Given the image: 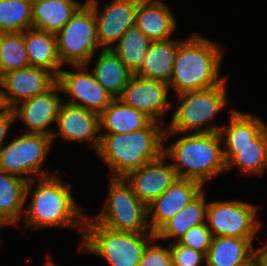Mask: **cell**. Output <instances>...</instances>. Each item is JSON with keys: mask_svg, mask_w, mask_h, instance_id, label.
I'll return each mask as SVG.
<instances>
[{"mask_svg": "<svg viewBox=\"0 0 267 266\" xmlns=\"http://www.w3.org/2000/svg\"><path fill=\"white\" fill-rule=\"evenodd\" d=\"M59 170L50 176L30 180L26 186L25 202L31 195L28 208H24V225L32 229L50 227L80 228L81 240L86 216L75 202L71 185L59 177ZM35 182H37L35 184ZM36 189H35V187ZM33 188V190H32Z\"/></svg>", "mask_w": 267, "mask_h": 266, "instance_id": "1", "label": "cell"}, {"mask_svg": "<svg viewBox=\"0 0 267 266\" xmlns=\"http://www.w3.org/2000/svg\"><path fill=\"white\" fill-rule=\"evenodd\" d=\"M151 120L145 127L130 133H100L96 151L110 168L111 178H124L163 154L165 128Z\"/></svg>", "mask_w": 267, "mask_h": 266, "instance_id": "2", "label": "cell"}, {"mask_svg": "<svg viewBox=\"0 0 267 266\" xmlns=\"http://www.w3.org/2000/svg\"><path fill=\"white\" fill-rule=\"evenodd\" d=\"M223 49L220 43L192 34L179 40L169 88L176 95L208 89L223 83L228 77H220Z\"/></svg>", "mask_w": 267, "mask_h": 266, "instance_id": "3", "label": "cell"}, {"mask_svg": "<svg viewBox=\"0 0 267 266\" xmlns=\"http://www.w3.org/2000/svg\"><path fill=\"white\" fill-rule=\"evenodd\" d=\"M222 143L220 132L182 133L173 144L164 146L163 154L173 160L178 178L196 180L205 186V182L227 171Z\"/></svg>", "mask_w": 267, "mask_h": 266, "instance_id": "4", "label": "cell"}, {"mask_svg": "<svg viewBox=\"0 0 267 266\" xmlns=\"http://www.w3.org/2000/svg\"><path fill=\"white\" fill-rule=\"evenodd\" d=\"M154 233L111 230L86 216L79 250L100 256L110 266H138Z\"/></svg>", "mask_w": 267, "mask_h": 266, "instance_id": "5", "label": "cell"}, {"mask_svg": "<svg viewBox=\"0 0 267 266\" xmlns=\"http://www.w3.org/2000/svg\"><path fill=\"white\" fill-rule=\"evenodd\" d=\"M227 81L228 78L223 83L208 89L176 95L181 101L176 106L170 124L166 127L164 142L170 136L192 133V131L193 133L220 132L221 127L217 124H209V121L229 103L226 91Z\"/></svg>", "mask_w": 267, "mask_h": 266, "instance_id": "6", "label": "cell"}, {"mask_svg": "<svg viewBox=\"0 0 267 266\" xmlns=\"http://www.w3.org/2000/svg\"><path fill=\"white\" fill-rule=\"evenodd\" d=\"M105 206L95 216L96 223L111 230L153 233L148 222V206L133 192L124 178H109Z\"/></svg>", "mask_w": 267, "mask_h": 266, "instance_id": "7", "label": "cell"}, {"mask_svg": "<svg viewBox=\"0 0 267 266\" xmlns=\"http://www.w3.org/2000/svg\"><path fill=\"white\" fill-rule=\"evenodd\" d=\"M62 65H88L100 45L96 18L87 5L78 9L63 28L55 34Z\"/></svg>", "mask_w": 267, "mask_h": 266, "instance_id": "8", "label": "cell"}, {"mask_svg": "<svg viewBox=\"0 0 267 266\" xmlns=\"http://www.w3.org/2000/svg\"><path fill=\"white\" fill-rule=\"evenodd\" d=\"M53 140L44 134L24 133L0 148V169L30 180L50 176L41 170Z\"/></svg>", "mask_w": 267, "mask_h": 266, "instance_id": "9", "label": "cell"}, {"mask_svg": "<svg viewBox=\"0 0 267 266\" xmlns=\"http://www.w3.org/2000/svg\"><path fill=\"white\" fill-rule=\"evenodd\" d=\"M257 208L253 203L241 200L210 201L206 216L208 229L213 237L255 238L262 225L256 218Z\"/></svg>", "mask_w": 267, "mask_h": 266, "instance_id": "10", "label": "cell"}, {"mask_svg": "<svg viewBox=\"0 0 267 266\" xmlns=\"http://www.w3.org/2000/svg\"><path fill=\"white\" fill-rule=\"evenodd\" d=\"M87 65H72L74 71L61 69L57 82L62 92L71 97L66 103L101 113L115 98L97 81Z\"/></svg>", "mask_w": 267, "mask_h": 266, "instance_id": "11", "label": "cell"}, {"mask_svg": "<svg viewBox=\"0 0 267 266\" xmlns=\"http://www.w3.org/2000/svg\"><path fill=\"white\" fill-rule=\"evenodd\" d=\"M169 84L132 74L120 99L125 105L143 112L151 120L162 123L165 111L172 105Z\"/></svg>", "mask_w": 267, "mask_h": 266, "instance_id": "12", "label": "cell"}, {"mask_svg": "<svg viewBox=\"0 0 267 266\" xmlns=\"http://www.w3.org/2000/svg\"><path fill=\"white\" fill-rule=\"evenodd\" d=\"M57 77L41 67L27 66L10 71L0 77L4 106L13 108L18 103L48 91Z\"/></svg>", "mask_w": 267, "mask_h": 266, "instance_id": "13", "label": "cell"}, {"mask_svg": "<svg viewBox=\"0 0 267 266\" xmlns=\"http://www.w3.org/2000/svg\"><path fill=\"white\" fill-rule=\"evenodd\" d=\"M140 0H112L99 9L98 0H89L93 9L98 38L102 49H112L123 34L135 26L137 8Z\"/></svg>", "mask_w": 267, "mask_h": 266, "instance_id": "14", "label": "cell"}, {"mask_svg": "<svg viewBox=\"0 0 267 266\" xmlns=\"http://www.w3.org/2000/svg\"><path fill=\"white\" fill-rule=\"evenodd\" d=\"M58 92H62V89L56 82L45 93L24 100L13 107L15 119L22 120L28 128L25 133L52 135L55 130L48 127L56 123L63 103Z\"/></svg>", "mask_w": 267, "mask_h": 266, "instance_id": "15", "label": "cell"}, {"mask_svg": "<svg viewBox=\"0 0 267 266\" xmlns=\"http://www.w3.org/2000/svg\"><path fill=\"white\" fill-rule=\"evenodd\" d=\"M56 124L58 130L51 135L53 142L56 136L67 141H87L91 142V146L95 152L97 151L101 136L99 113L64 101L56 118Z\"/></svg>", "mask_w": 267, "mask_h": 266, "instance_id": "16", "label": "cell"}, {"mask_svg": "<svg viewBox=\"0 0 267 266\" xmlns=\"http://www.w3.org/2000/svg\"><path fill=\"white\" fill-rule=\"evenodd\" d=\"M192 179L177 178L159 197L148 205V222L155 234L168 220L190 203L204 188Z\"/></svg>", "mask_w": 267, "mask_h": 266, "instance_id": "17", "label": "cell"}, {"mask_svg": "<svg viewBox=\"0 0 267 266\" xmlns=\"http://www.w3.org/2000/svg\"><path fill=\"white\" fill-rule=\"evenodd\" d=\"M162 154L156 160L146 163L142 168L129 172L125 181L137 197L147 206L164 193L178 178L171 163H166Z\"/></svg>", "mask_w": 267, "mask_h": 266, "instance_id": "18", "label": "cell"}, {"mask_svg": "<svg viewBox=\"0 0 267 266\" xmlns=\"http://www.w3.org/2000/svg\"><path fill=\"white\" fill-rule=\"evenodd\" d=\"M135 25L152 41H158L172 38L177 21L162 0H140Z\"/></svg>", "mask_w": 267, "mask_h": 266, "instance_id": "19", "label": "cell"}, {"mask_svg": "<svg viewBox=\"0 0 267 266\" xmlns=\"http://www.w3.org/2000/svg\"><path fill=\"white\" fill-rule=\"evenodd\" d=\"M255 238L216 236L212 238L206 256V266H253Z\"/></svg>", "mask_w": 267, "mask_h": 266, "instance_id": "20", "label": "cell"}, {"mask_svg": "<svg viewBox=\"0 0 267 266\" xmlns=\"http://www.w3.org/2000/svg\"><path fill=\"white\" fill-rule=\"evenodd\" d=\"M223 156L227 171L234 165L244 175H262L267 169V128L245 147H224Z\"/></svg>", "mask_w": 267, "mask_h": 266, "instance_id": "21", "label": "cell"}, {"mask_svg": "<svg viewBox=\"0 0 267 266\" xmlns=\"http://www.w3.org/2000/svg\"><path fill=\"white\" fill-rule=\"evenodd\" d=\"M179 39H166L152 41L140 69L136 75L159 80L169 84L176 54L178 51Z\"/></svg>", "mask_w": 267, "mask_h": 266, "instance_id": "22", "label": "cell"}, {"mask_svg": "<svg viewBox=\"0 0 267 266\" xmlns=\"http://www.w3.org/2000/svg\"><path fill=\"white\" fill-rule=\"evenodd\" d=\"M24 42L30 65L45 68L58 77L63 65L55 34L29 28L24 31Z\"/></svg>", "mask_w": 267, "mask_h": 266, "instance_id": "23", "label": "cell"}, {"mask_svg": "<svg viewBox=\"0 0 267 266\" xmlns=\"http://www.w3.org/2000/svg\"><path fill=\"white\" fill-rule=\"evenodd\" d=\"M27 181L0 169V224H20L24 215Z\"/></svg>", "mask_w": 267, "mask_h": 266, "instance_id": "24", "label": "cell"}, {"mask_svg": "<svg viewBox=\"0 0 267 266\" xmlns=\"http://www.w3.org/2000/svg\"><path fill=\"white\" fill-rule=\"evenodd\" d=\"M204 192L203 189L188 205L168 220L155 233V237L159 240L173 238V242H178L190 228L205 224L209 202H206Z\"/></svg>", "mask_w": 267, "mask_h": 266, "instance_id": "25", "label": "cell"}, {"mask_svg": "<svg viewBox=\"0 0 267 266\" xmlns=\"http://www.w3.org/2000/svg\"><path fill=\"white\" fill-rule=\"evenodd\" d=\"M151 119L143 112L115 98L100 113V133H130L145 127Z\"/></svg>", "mask_w": 267, "mask_h": 266, "instance_id": "26", "label": "cell"}, {"mask_svg": "<svg viewBox=\"0 0 267 266\" xmlns=\"http://www.w3.org/2000/svg\"><path fill=\"white\" fill-rule=\"evenodd\" d=\"M92 70L97 81L114 98H119L133 74L112 49L99 51Z\"/></svg>", "mask_w": 267, "mask_h": 266, "instance_id": "27", "label": "cell"}, {"mask_svg": "<svg viewBox=\"0 0 267 266\" xmlns=\"http://www.w3.org/2000/svg\"><path fill=\"white\" fill-rule=\"evenodd\" d=\"M229 118V126H221L220 130L223 147L249 146L267 128L262 118L236 109H231Z\"/></svg>", "mask_w": 267, "mask_h": 266, "instance_id": "28", "label": "cell"}, {"mask_svg": "<svg viewBox=\"0 0 267 266\" xmlns=\"http://www.w3.org/2000/svg\"><path fill=\"white\" fill-rule=\"evenodd\" d=\"M78 9L60 0H32V28L56 34Z\"/></svg>", "mask_w": 267, "mask_h": 266, "instance_id": "29", "label": "cell"}, {"mask_svg": "<svg viewBox=\"0 0 267 266\" xmlns=\"http://www.w3.org/2000/svg\"><path fill=\"white\" fill-rule=\"evenodd\" d=\"M151 42L152 40L135 25L123 34L112 50L135 74L142 66Z\"/></svg>", "mask_w": 267, "mask_h": 266, "instance_id": "30", "label": "cell"}, {"mask_svg": "<svg viewBox=\"0 0 267 266\" xmlns=\"http://www.w3.org/2000/svg\"><path fill=\"white\" fill-rule=\"evenodd\" d=\"M30 66L24 32L4 33L0 40V77L13 70Z\"/></svg>", "mask_w": 267, "mask_h": 266, "instance_id": "31", "label": "cell"}, {"mask_svg": "<svg viewBox=\"0 0 267 266\" xmlns=\"http://www.w3.org/2000/svg\"><path fill=\"white\" fill-rule=\"evenodd\" d=\"M32 28V0H0V30L24 32Z\"/></svg>", "mask_w": 267, "mask_h": 266, "instance_id": "32", "label": "cell"}, {"mask_svg": "<svg viewBox=\"0 0 267 266\" xmlns=\"http://www.w3.org/2000/svg\"><path fill=\"white\" fill-rule=\"evenodd\" d=\"M212 238L211 231L208 229L207 223H205L190 228L178 243L206 255Z\"/></svg>", "mask_w": 267, "mask_h": 266, "instance_id": "33", "label": "cell"}, {"mask_svg": "<svg viewBox=\"0 0 267 266\" xmlns=\"http://www.w3.org/2000/svg\"><path fill=\"white\" fill-rule=\"evenodd\" d=\"M155 241L156 237L147 244L138 266H173L169 245L163 247Z\"/></svg>", "mask_w": 267, "mask_h": 266, "instance_id": "34", "label": "cell"}, {"mask_svg": "<svg viewBox=\"0 0 267 266\" xmlns=\"http://www.w3.org/2000/svg\"><path fill=\"white\" fill-rule=\"evenodd\" d=\"M168 245L173 266H201L203 262H206V256L202 252L181 245L178 242L169 243Z\"/></svg>", "mask_w": 267, "mask_h": 266, "instance_id": "35", "label": "cell"}, {"mask_svg": "<svg viewBox=\"0 0 267 266\" xmlns=\"http://www.w3.org/2000/svg\"><path fill=\"white\" fill-rule=\"evenodd\" d=\"M14 121H16V119L13 108L3 107L0 112V148L4 145L3 141Z\"/></svg>", "mask_w": 267, "mask_h": 266, "instance_id": "36", "label": "cell"}, {"mask_svg": "<svg viewBox=\"0 0 267 266\" xmlns=\"http://www.w3.org/2000/svg\"><path fill=\"white\" fill-rule=\"evenodd\" d=\"M253 266H267V245H264L255 252L252 260Z\"/></svg>", "mask_w": 267, "mask_h": 266, "instance_id": "37", "label": "cell"}, {"mask_svg": "<svg viewBox=\"0 0 267 266\" xmlns=\"http://www.w3.org/2000/svg\"><path fill=\"white\" fill-rule=\"evenodd\" d=\"M69 4H73L75 6H77L79 9L86 7L89 4V0L83 2L84 4H81L80 1H76V0H60Z\"/></svg>", "mask_w": 267, "mask_h": 266, "instance_id": "38", "label": "cell"}, {"mask_svg": "<svg viewBox=\"0 0 267 266\" xmlns=\"http://www.w3.org/2000/svg\"><path fill=\"white\" fill-rule=\"evenodd\" d=\"M56 262L53 261V258L51 259L50 255H47L46 261L44 263V266H58L55 264Z\"/></svg>", "mask_w": 267, "mask_h": 266, "instance_id": "39", "label": "cell"}, {"mask_svg": "<svg viewBox=\"0 0 267 266\" xmlns=\"http://www.w3.org/2000/svg\"><path fill=\"white\" fill-rule=\"evenodd\" d=\"M5 107L4 106V103H3V100H2V96H1V88H0V110Z\"/></svg>", "mask_w": 267, "mask_h": 266, "instance_id": "40", "label": "cell"}, {"mask_svg": "<svg viewBox=\"0 0 267 266\" xmlns=\"http://www.w3.org/2000/svg\"><path fill=\"white\" fill-rule=\"evenodd\" d=\"M3 34H4V32L0 30V40H1L2 36H3Z\"/></svg>", "mask_w": 267, "mask_h": 266, "instance_id": "41", "label": "cell"}]
</instances>
